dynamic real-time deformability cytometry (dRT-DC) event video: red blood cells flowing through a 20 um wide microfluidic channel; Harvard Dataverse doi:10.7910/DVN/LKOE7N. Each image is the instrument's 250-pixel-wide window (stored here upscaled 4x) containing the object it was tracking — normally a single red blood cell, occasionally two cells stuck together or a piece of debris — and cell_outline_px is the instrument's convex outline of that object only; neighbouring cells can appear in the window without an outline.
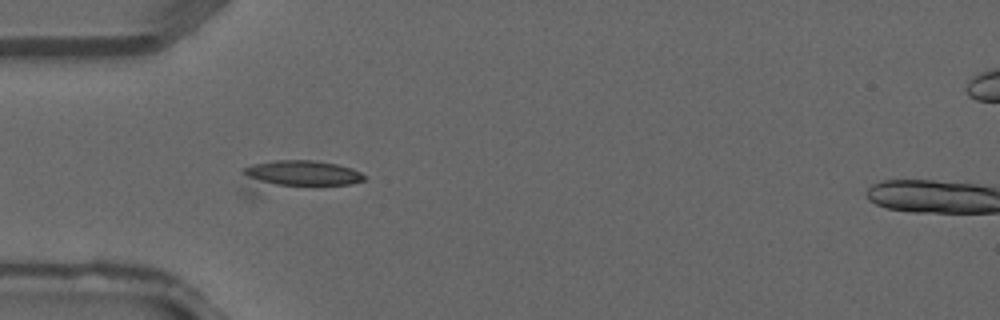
{"species": "common noctule bat (a hibernating species)", "species_latin": "Nyctalus noctula", "temperature_condition": "warm", "stored_images_in_passage": 5, "camera_frame_rate_fps": 3000, "um_per_image_px": 0.085, "animal": {"sex": "male", "forearm_length_mm": 52.5}, "frame": {"image": 1, "passage_image": 4, "time_ms": 1.0, "image_size_px": [1000, 320], "cell_outline_px": [[368, 176], [364, 180], [348, 184], [252, 200], [244, 200], [240, 188], [244, 168], [252, 164], [276, 160], [316, 160], [336, 164], [352, 168]], "centroid_in_image_um": [24.98, 15.1], "position_along_channel_um": 60.0, "area_um2": 24.97}}
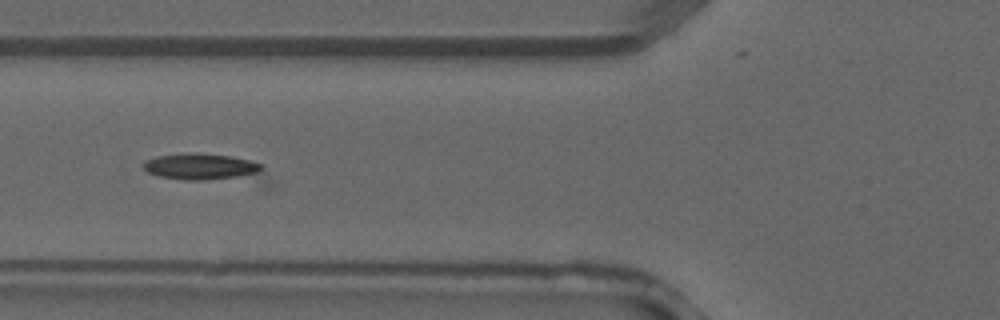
{"frame": {"image": 2, "passage_image": 5, "time_ms": 1.333, "image_size_px": [1000, 320], "cell_outline_px": [[272, 188], [260, 188], [184, 180], [160, 176], [148, 172], [144, 168], [144, 160], [156, 156], [184, 152], [196, 152], [228, 156], [248, 160], [260, 164], [264, 168], [272, 184]], "centroid_in_image_um": [17.79, 14.39], "position_along_channel_um": 108.0, "area_um2": 22.72}}